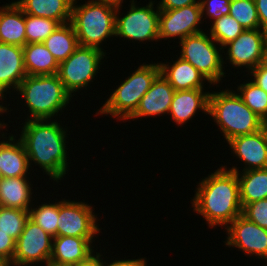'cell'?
<instances>
[{
    "label": "cell",
    "mask_w": 267,
    "mask_h": 266,
    "mask_svg": "<svg viewBox=\"0 0 267 266\" xmlns=\"http://www.w3.org/2000/svg\"><path fill=\"white\" fill-rule=\"evenodd\" d=\"M52 202H43L36 208L33 204L29 209V218L54 238L57 237L59 200H56L55 203L54 200Z\"/></svg>",
    "instance_id": "cell-29"
},
{
    "label": "cell",
    "mask_w": 267,
    "mask_h": 266,
    "mask_svg": "<svg viewBox=\"0 0 267 266\" xmlns=\"http://www.w3.org/2000/svg\"><path fill=\"white\" fill-rule=\"evenodd\" d=\"M265 63L267 64V53H266Z\"/></svg>",
    "instance_id": "cell-47"
},
{
    "label": "cell",
    "mask_w": 267,
    "mask_h": 266,
    "mask_svg": "<svg viewBox=\"0 0 267 266\" xmlns=\"http://www.w3.org/2000/svg\"><path fill=\"white\" fill-rule=\"evenodd\" d=\"M227 237L223 241L226 247L238 248L249 257L267 262V230L249 221L242 214L235 218L226 228ZM267 264V263H266Z\"/></svg>",
    "instance_id": "cell-13"
},
{
    "label": "cell",
    "mask_w": 267,
    "mask_h": 266,
    "mask_svg": "<svg viewBox=\"0 0 267 266\" xmlns=\"http://www.w3.org/2000/svg\"><path fill=\"white\" fill-rule=\"evenodd\" d=\"M230 1L231 0H201L200 4L203 23L207 22L204 21L206 18H210L209 20L212 23L224 15H229Z\"/></svg>",
    "instance_id": "cell-34"
},
{
    "label": "cell",
    "mask_w": 267,
    "mask_h": 266,
    "mask_svg": "<svg viewBox=\"0 0 267 266\" xmlns=\"http://www.w3.org/2000/svg\"><path fill=\"white\" fill-rule=\"evenodd\" d=\"M175 90L160 73L153 81L150 89L141 98L135 113L128 119L133 121L142 117H155L168 115Z\"/></svg>",
    "instance_id": "cell-18"
},
{
    "label": "cell",
    "mask_w": 267,
    "mask_h": 266,
    "mask_svg": "<svg viewBox=\"0 0 267 266\" xmlns=\"http://www.w3.org/2000/svg\"><path fill=\"white\" fill-rule=\"evenodd\" d=\"M231 154L244 162L242 171L267 168V128L235 137L227 142ZM235 154V155H234Z\"/></svg>",
    "instance_id": "cell-15"
},
{
    "label": "cell",
    "mask_w": 267,
    "mask_h": 266,
    "mask_svg": "<svg viewBox=\"0 0 267 266\" xmlns=\"http://www.w3.org/2000/svg\"><path fill=\"white\" fill-rule=\"evenodd\" d=\"M43 266V265H40ZM45 266H71L70 264H59L54 262H48Z\"/></svg>",
    "instance_id": "cell-44"
},
{
    "label": "cell",
    "mask_w": 267,
    "mask_h": 266,
    "mask_svg": "<svg viewBox=\"0 0 267 266\" xmlns=\"http://www.w3.org/2000/svg\"><path fill=\"white\" fill-rule=\"evenodd\" d=\"M92 204L83 201L62 199L59 201L57 236L96 239L100 235L99 218ZM94 211V212H93ZM96 237V238H95Z\"/></svg>",
    "instance_id": "cell-10"
},
{
    "label": "cell",
    "mask_w": 267,
    "mask_h": 266,
    "mask_svg": "<svg viewBox=\"0 0 267 266\" xmlns=\"http://www.w3.org/2000/svg\"><path fill=\"white\" fill-rule=\"evenodd\" d=\"M260 29L267 33V0H255Z\"/></svg>",
    "instance_id": "cell-40"
},
{
    "label": "cell",
    "mask_w": 267,
    "mask_h": 266,
    "mask_svg": "<svg viewBox=\"0 0 267 266\" xmlns=\"http://www.w3.org/2000/svg\"><path fill=\"white\" fill-rule=\"evenodd\" d=\"M77 1L73 0L72 3L70 23L76 32L78 44L105 51L103 42L115 38L117 8L93 0L83 4Z\"/></svg>",
    "instance_id": "cell-5"
},
{
    "label": "cell",
    "mask_w": 267,
    "mask_h": 266,
    "mask_svg": "<svg viewBox=\"0 0 267 266\" xmlns=\"http://www.w3.org/2000/svg\"><path fill=\"white\" fill-rule=\"evenodd\" d=\"M3 179V177H2V174H1V172H0V181Z\"/></svg>",
    "instance_id": "cell-46"
},
{
    "label": "cell",
    "mask_w": 267,
    "mask_h": 266,
    "mask_svg": "<svg viewBox=\"0 0 267 266\" xmlns=\"http://www.w3.org/2000/svg\"><path fill=\"white\" fill-rule=\"evenodd\" d=\"M206 32L189 35L178 43L181 47L179 57L191 63L206 78L210 89L211 85L219 87L217 84L223 82L228 65L223 64V48Z\"/></svg>",
    "instance_id": "cell-7"
},
{
    "label": "cell",
    "mask_w": 267,
    "mask_h": 266,
    "mask_svg": "<svg viewBox=\"0 0 267 266\" xmlns=\"http://www.w3.org/2000/svg\"><path fill=\"white\" fill-rule=\"evenodd\" d=\"M106 51L97 48L78 46L75 51L58 66L57 75L72 97L76 92L89 88L99 73ZM90 83V84H89ZM80 90V91H79Z\"/></svg>",
    "instance_id": "cell-9"
},
{
    "label": "cell",
    "mask_w": 267,
    "mask_h": 266,
    "mask_svg": "<svg viewBox=\"0 0 267 266\" xmlns=\"http://www.w3.org/2000/svg\"><path fill=\"white\" fill-rule=\"evenodd\" d=\"M26 76L23 47L0 43V101L2 104L3 100L7 99L6 95L8 93L10 95L12 91L16 92Z\"/></svg>",
    "instance_id": "cell-16"
},
{
    "label": "cell",
    "mask_w": 267,
    "mask_h": 266,
    "mask_svg": "<svg viewBox=\"0 0 267 266\" xmlns=\"http://www.w3.org/2000/svg\"><path fill=\"white\" fill-rule=\"evenodd\" d=\"M43 44L60 64L65 61L79 46L76 32L70 22L60 24Z\"/></svg>",
    "instance_id": "cell-27"
},
{
    "label": "cell",
    "mask_w": 267,
    "mask_h": 266,
    "mask_svg": "<svg viewBox=\"0 0 267 266\" xmlns=\"http://www.w3.org/2000/svg\"><path fill=\"white\" fill-rule=\"evenodd\" d=\"M95 240L71 236L54 237L52 255L49 262L71 265L84 260L96 251L93 249L95 248V245H93Z\"/></svg>",
    "instance_id": "cell-21"
},
{
    "label": "cell",
    "mask_w": 267,
    "mask_h": 266,
    "mask_svg": "<svg viewBox=\"0 0 267 266\" xmlns=\"http://www.w3.org/2000/svg\"><path fill=\"white\" fill-rule=\"evenodd\" d=\"M200 1L201 0H160L156 6L159 10H173L192 4H200Z\"/></svg>",
    "instance_id": "cell-38"
},
{
    "label": "cell",
    "mask_w": 267,
    "mask_h": 266,
    "mask_svg": "<svg viewBox=\"0 0 267 266\" xmlns=\"http://www.w3.org/2000/svg\"><path fill=\"white\" fill-rule=\"evenodd\" d=\"M93 1L107 4L115 8H119V7L123 8L122 3H124L123 2L124 0H93Z\"/></svg>",
    "instance_id": "cell-42"
},
{
    "label": "cell",
    "mask_w": 267,
    "mask_h": 266,
    "mask_svg": "<svg viewBox=\"0 0 267 266\" xmlns=\"http://www.w3.org/2000/svg\"><path fill=\"white\" fill-rule=\"evenodd\" d=\"M136 2L135 0H130L129 11L125 14H121V7L117 8L115 37L123 38L122 41L128 40L131 42L132 40L134 44L138 41V43H144V41L157 42L159 40L160 10L155 6V0H149L145 6H138L139 4Z\"/></svg>",
    "instance_id": "cell-8"
},
{
    "label": "cell",
    "mask_w": 267,
    "mask_h": 266,
    "mask_svg": "<svg viewBox=\"0 0 267 266\" xmlns=\"http://www.w3.org/2000/svg\"><path fill=\"white\" fill-rule=\"evenodd\" d=\"M201 4H192L173 10L159 12V41L173 38L178 41L189 35L203 32Z\"/></svg>",
    "instance_id": "cell-14"
},
{
    "label": "cell",
    "mask_w": 267,
    "mask_h": 266,
    "mask_svg": "<svg viewBox=\"0 0 267 266\" xmlns=\"http://www.w3.org/2000/svg\"><path fill=\"white\" fill-rule=\"evenodd\" d=\"M16 241L8 234L0 231V260L9 266L15 254Z\"/></svg>",
    "instance_id": "cell-36"
},
{
    "label": "cell",
    "mask_w": 267,
    "mask_h": 266,
    "mask_svg": "<svg viewBox=\"0 0 267 266\" xmlns=\"http://www.w3.org/2000/svg\"><path fill=\"white\" fill-rule=\"evenodd\" d=\"M16 91L18 97L20 94L24 98L23 105L29 109L25 120L57 118L73 99L57 74L27 75Z\"/></svg>",
    "instance_id": "cell-4"
},
{
    "label": "cell",
    "mask_w": 267,
    "mask_h": 266,
    "mask_svg": "<svg viewBox=\"0 0 267 266\" xmlns=\"http://www.w3.org/2000/svg\"><path fill=\"white\" fill-rule=\"evenodd\" d=\"M211 24L207 31L222 48L230 41L235 40L245 30V28L230 15H224Z\"/></svg>",
    "instance_id": "cell-30"
},
{
    "label": "cell",
    "mask_w": 267,
    "mask_h": 266,
    "mask_svg": "<svg viewBox=\"0 0 267 266\" xmlns=\"http://www.w3.org/2000/svg\"><path fill=\"white\" fill-rule=\"evenodd\" d=\"M23 53L27 75L57 74L59 64L43 43L25 44Z\"/></svg>",
    "instance_id": "cell-26"
},
{
    "label": "cell",
    "mask_w": 267,
    "mask_h": 266,
    "mask_svg": "<svg viewBox=\"0 0 267 266\" xmlns=\"http://www.w3.org/2000/svg\"><path fill=\"white\" fill-rule=\"evenodd\" d=\"M223 53L225 55L223 64L228 62L232 68H246L244 71L249 74L251 70L265 62L267 33L261 29H245L235 40L223 47Z\"/></svg>",
    "instance_id": "cell-11"
},
{
    "label": "cell",
    "mask_w": 267,
    "mask_h": 266,
    "mask_svg": "<svg viewBox=\"0 0 267 266\" xmlns=\"http://www.w3.org/2000/svg\"><path fill=\"white\" fill-rule=\"evenodd\" d=\"M223 168L236 172L240 186L242 208L249 203L267 198V168L240 171L237 166Z\"/></svg>",
    "instance_id": "cell-24"
},
{
    "label": "cell",
    "mask_w": 267,
    "mask_h": 266,
    "mask_svg": "<svg viewBox=\"0 0 267 266\" xmlns=\"http://www.w3.org/2000/svg\"><path fill=\"white\" fill-rule=\"evenodd\" d=\"M242 215L267 230V198L246 204L242 208Z\"/></svg>",
    "instance_id": "cell-35"
},
{
    "label": "cell",
    "mask_w": 267,
    "mask_h": 266,
    "mask_svg": "<svg viewBox=\"0 0 267 266\" xmlns=\"http://www.w3.org/2000/svg\"><path fill=\"white\" fill-rule=\"evenodd\" d=\"M145 258V259H144ZM140 257L139 259H119L112 261L107 260L106 266H147V258ZM109 262V263H108Z\"/></svg>",
    "instance_id": "cell-41"
},
{
    "label": "cell",
    "mask_w": 267,
    "mask_h": 266,
    "mask_svg": "<svg viewBox=\"0 0 267 266\" xmlns=\"http://www.w3.org/2000/svg\"><path fill=\"white\" fill-rule=\"evenodd\" d=\"M29 211L0 206V231L8 234L15 241L22 233Z\"/></svg>",
    "instance_id": "cell-32"
},
{
    "label": "cell",
    "mask_w": 267,
    "mask_h": 266,
    "mask_svg": "<svg viewBox=\"0 0 267 266\" xmlns=\"http://www.w3.org/2000/svg\"><path fill=\"white\" fill-rule=\"evenodd\" d=\"M52 245L53 237L29 218L16 240L15 254L9 266L46 265L52 255Z\"/></svg>",
    "instance_id": "cell-12"
},
{
    "label": "cell",
    "mask_w": 267,
    "mask_h": 266,
    "mask_svg": "<svg viewBox=\"0 0 267 266\" xmlns=\"http://www.w3.org/2000/svg\"><path fill=\"white\" fill-rule=\"evenodd\" d=\"M59 25L56 20L25 14L26 44L43 43Z\"/></svg>",
    "instance_id": "cell-31"
},
{
    "label": "cell",
    "mask_w": 267,
    "mask_h": 266,
    "mask_svg": "<svg viewBox=\"0 0 267 266\" xmlns=\"http://www.w3.org/2000/svg\"><path fill=\"white\" fill-rule=\"evenodd\" d=\"M214 171L197 182L191 205L209 228H226L242 214L239 180L236 172L222 166Z\"/></svg>",
    "instance_id": "cell-2"
},
{
    "label": "cell",
    "mask_w": 267,
    "mask_h": 266,
    "mask_svg": "<svg viewBox=\"0 0 267 266\" xmlns=\"http://www.w3.org/2000/svg\"><path fill=\"white\" fill-rule=\"evenodd\" d=\"M249 73L250 74H246V76H252L250 77L251 81L267 93V64L265 62L259 64Z\"/></svg>",
    "instance_id": "cell-37"
},
{
    "label": "cell",
    "mask_w": 267,
    "mask_h": 266,
    "mask_svg": "<svg viewBox=\"0 0 267 266\" xmlns=\"http://www.w3.org/2000/svg\"><path fill=\"white\" fill-rule=\"evenodd\" d=\"M0 266H7V265L0 260Z\"/></svg>",
    "instance_id": "cell-45"
},
{
    "label": "cell",
    "mask_w": 267,
    "mask_h": 266,
    "mask_svg": "<svg viewBox=\"0 0 267 266\" xmlns=\"http://www.w3.org/2000/svg\"><path fill=\"white\" fill-rule=\"evenodd\" d=\"M219 91L210 92L208 115L226 142L241 135L256 133L265 127V122L243 102L235 90L227 88Z\"/></svg>",
    "instance_id": "cell-3"
},
{
    "label": "cell",
    "mask_w": 267,
    "mask_h": 266,
    "mask_svg": "<svg viewBox=\"0 0 267 266\" xmlns=\"http://www.w3.org/2000/svg\"><path fill=\"white\" fill-rule=\"evenodd\" d=\"M173 64L161 62L160 73L170 83L175 91L190 89H205L206 78L189 62L178 57Z\"/></svg>",
    "instance_id": "cell-20"
},
{
    "label": "cell",
    "mask_w": 267,
    "mask_h": 266,
    "mask_svg": "<svg viewBox=\"0 0 267 266\" xmlns=\"http://www.w3.org/2000/svg\"><path fill=\"white\" fill-rule=\"evenodd\" d=\"M22 124L19 127L22 129L19 138L25 147L30 168L34 164L39 166L49 176V180L58 184L68 173L70 164L67 162V126L63 128L57 119L25 120Z\"/></svg>",
    "instance_id": "cell-1"
},
{
    "label": "cell",
    "mask_w": 267,
    "mask_h": 266,
    "mask_svg": "<svg viewBox=\"0 0 267 266\" xmlns=\"http://www.w3.org/2000/svg\"><path fill=\"white\" fill-rule=\"evenodd\" d=\"M205 89L178 90L174 92L168 114L178 126L192 121L198 112L208 115L210 92Z\"/></svg>",
    "instance_id": "cell-19"
},
{
    "label": "cell",
    "mask_w": 267,
    "mask_h": 266,
    "mask_svg": "<svg viewBox=\"0 0 267 266\" xmlns=\"http://www.w3.org/2000/svg\"><path fill=\"white\" fill-rule=\"evenodd\" d=\"M96 253V254H95ZM101 252H93L86 259L71 264V266H106L107 260H104ZM102 256V257H101Z\"/></svg>",
    "instance_id": "cell-39"
},
{
    "label": "cell",
    "mask_w": 267,
    "mask_h": 266,
    "mask_svg": "<svg viewBox=\"0 0 267 266\" xmlns=\"http://www.w3.org/2000/svg\"><path fill=\"white\" fill-rule=\"evenodd\" d=\"M25 14L56 20L60 24L70 22L73 0H15Z\"/></svg>",
    "instance_id": "cell-25"
},
{
    "label": "cell",
    "mask_w": 267,
    "mask_h": 266,
    "mask_svg": "<svg viewBox=\"0 0 267 266\" xmlns=\"http://www.w3.org/2000/svg\"><path fill=\"white\" fill-rule=\"evenodd\" d=\"M29 180V177L3 178L0 181V206L29 211L35 204L33 184Z\"/></svg>",
    "instance_id": "cell-22"
},
{
    "label": "cell",
    "mask_w": 267,
    "mask_h": 266,
    "mask_svg": "<svg viewBox=\"0 0 267 266\" xmlns=\"http://www.w3.org/2000/svg\"><path fill=\"white\" fill-rule=\"evenodd\" d=\"M3 125L0 132L8 126L7 123H3ZM0 134V139L2 138L0 141V172L2 177H28L31 173L29 158L21 139L17 138L18 134L10 133L8 137L5 136L8 133L2 132Z\"/></svg>",
    "instance_id": "cell-17"
},
{
    "label": "cell",
    "mask_w": 267,
    "mask_h": 266,
    "mask_svg": "<svg viewBox=\"0 0 267 266\" xmlns=\"http://www.w3.org/2000/svg\"><path fill=\"white\" fill-rule=\"evenodd\" d=\"M0 43L26 44L25 13L14 1L0 7Z\"/></svg>",
    "instance_id": "cell-23"
},
{
    "label": "cell",
    "mask_w": 267,
    "mask_h": 266,
    "mask_svg": "<svg viewBox=\"0 0 267 266\" xmlns=\"http://www.w3.org/2000/svg\"><path fill=\"white\" fill-rule=\"evenodd\" d=\"M2 102H0V115L2 117V114H6L9 112V108L7 105L3 106L4 104H1ZM8 110V111H7ZM4 121H0V128H2L4 125H3Z\"/></svg>",
    "instance_id": "cell-43"
},
{
    "label": "cell",
    "mask_w": 267,
    "mask_h": 266,
    "mask_svg": "<svg viewBox=\"0 0 267 266\" xmlns=\"http://www.w3.org/2000/svg\"><path fill=\"white\" fill-rule=\"evenodd\" d=\"M229 15L245 29H260L255 0H231Z\"/></svg>",
    "instance_id": "cell-33"
},
{
    "label": "cell",
    "mask_w": 267,
    "mask_h": 266,
    "mask_svg": "<svg viewBox=\"0 0 267 266\" xmlns=\"http://www.w3.org/2000/svg\"><path fill=\"white\" fill-rule=\"evenodd\" d=\"M160 74L157 63L141 64L130 76L120 81L121 84L113 89L109 98L96 111L97 115H110L111 118L125 122L137 110L141 98L150 89L155 78Z\"/></svg>",
    "instance_id": "cell-6"
},
{
    "label": "cell",
    "mask_w": 267,
    "mask_h": 266,
    "mask_svg": "<svg viewBox=\"0 0 267 266\" xmlns=\"http://www.w3.org/2000/svg\"><path fill=\"white\" fill-rule=\"evenodd\" d=\"M249 80V81H248ZM237 85V94L264 122L267 121V93L250 79Z\"/></svg>",
    "instance_id": "cell-28"
}]
</instances>
